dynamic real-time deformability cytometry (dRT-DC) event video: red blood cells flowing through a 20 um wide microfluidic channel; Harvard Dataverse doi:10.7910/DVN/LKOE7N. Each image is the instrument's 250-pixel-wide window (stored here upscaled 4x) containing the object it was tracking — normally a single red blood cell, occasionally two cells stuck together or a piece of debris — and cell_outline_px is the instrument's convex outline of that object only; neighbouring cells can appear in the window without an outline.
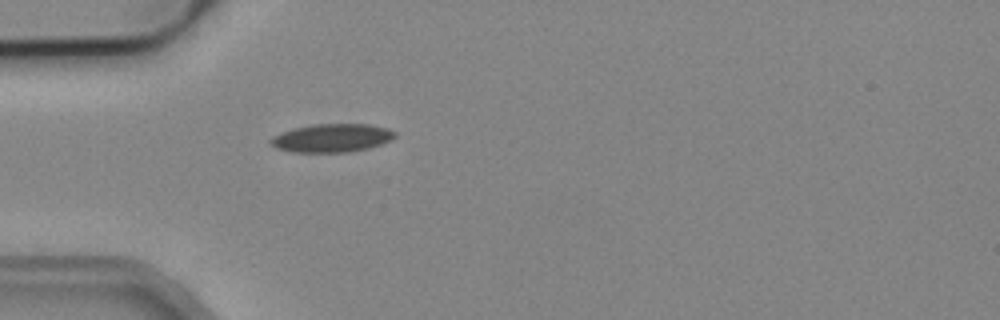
{"species": "common noctule bat (a hibernating species)", "species_latin": "Nyctalus noctula", "temperature_condition": "cold", "stored_images_in_passage": 5, "camera_frame_rate_fps": 3000, "um_per_image_px": 0.085, "animal": {"sex": "male", "body_mass_g": 19.2, "forearm_length_mm": 51.8}, "frame": {"image": 1, "passage_image": 5, "time_ms": 1.333, "image_size_px": [1000, 320], "cell_outline_px": [[396, 136], [392, 140], [380, 144], [348, 152], [296, 152], [276, 148], [268, 144], [268, 140], [272, 136], [296, 128], [316, 124], [368, 124], [388, 128], [396, 132]], "centroid_in_image_um": [28.2, 11.73], "position_along_channel_um": 56.8, "area_um2": 20.35}}